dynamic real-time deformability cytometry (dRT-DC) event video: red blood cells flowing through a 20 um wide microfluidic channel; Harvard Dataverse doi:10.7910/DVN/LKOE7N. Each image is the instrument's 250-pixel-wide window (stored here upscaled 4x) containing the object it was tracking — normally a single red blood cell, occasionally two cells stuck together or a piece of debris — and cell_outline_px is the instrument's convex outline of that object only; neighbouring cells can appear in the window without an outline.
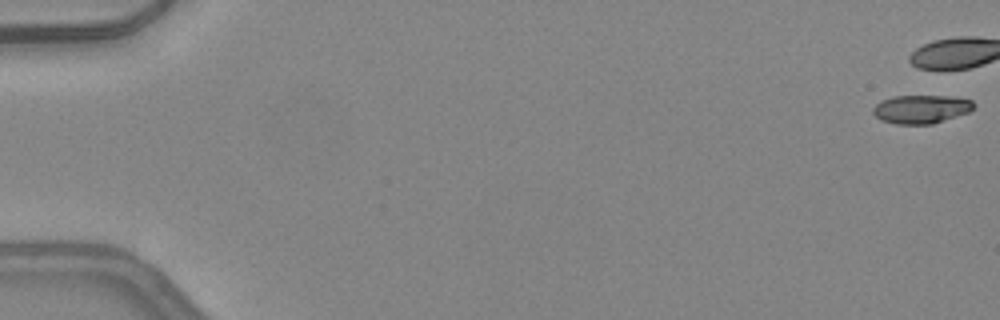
{"species": "common noctule bat (a hibernating species)", "species_latin": "Nyctalus noctula", "temperature_condition": "warm", "stored_images_in_passage": 6, "camera_frame_rate_fps": 3000, "um_per_image_px": 0.085, "animal": {"sex": "female", "body_mass_g": 24.6, "forearm_length_mm": 56.2}, "frame": {"image": 1, "passage_image": 1, "time_ms": 0.0, "image_size_px": [1000, 320], "cell_outline_px": [[976, 104], [968, 112], [932, 124], [896, 124], [880, 120], [872, 112], [872, 108], [880, 100], [892, 96], [952, 96], [972, 100]], "centroid_in_image_um": [78.26, 9.27], "position_along_channel_um": 6.7, "area_um2": 16.76}}